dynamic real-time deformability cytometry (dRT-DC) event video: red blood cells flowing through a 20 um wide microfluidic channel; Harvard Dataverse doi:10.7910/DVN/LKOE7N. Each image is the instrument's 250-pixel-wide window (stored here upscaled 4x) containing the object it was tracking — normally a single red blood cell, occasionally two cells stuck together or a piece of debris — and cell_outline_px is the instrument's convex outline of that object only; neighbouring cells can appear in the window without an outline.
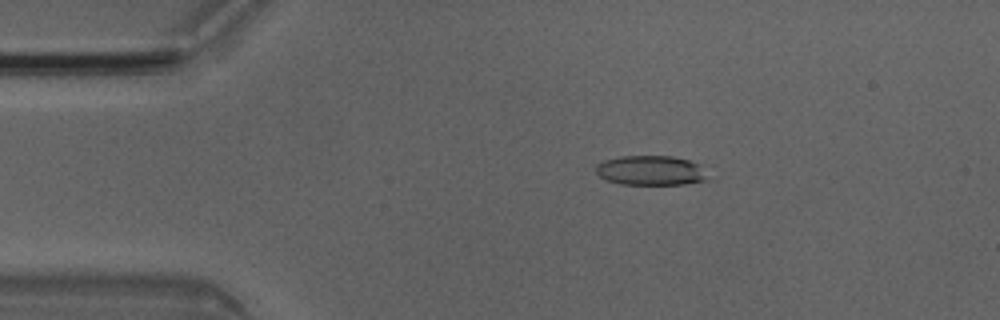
{"species": "Egyptian fruit bat (a non-hibernating species)", "species_latin": "Rousettus aegyptiacus", "temperature_condition": "room temperature", "stored_images_in_passage": 50, "camera_frame_rate_fps": 3000, "um_per_image_px": 0.085, "animal": {"sex": "male"}, "frame": {"image": 1, "passage_image": 9, "time_ms": 2.667, "image_size_px": [1000, 320], "cell_outline_px": [[716, 180], [684, 184], [620, 184], [608, 180], [600, 176], [596, 172], [596, 164], [604, 160], [620, 156], [672, 156], [688, 160], [700, 164]], "centroid_in_image_um": [55.44, 14.5], "position_along_channel_um": 29.6, "area_um2": 19.83}}
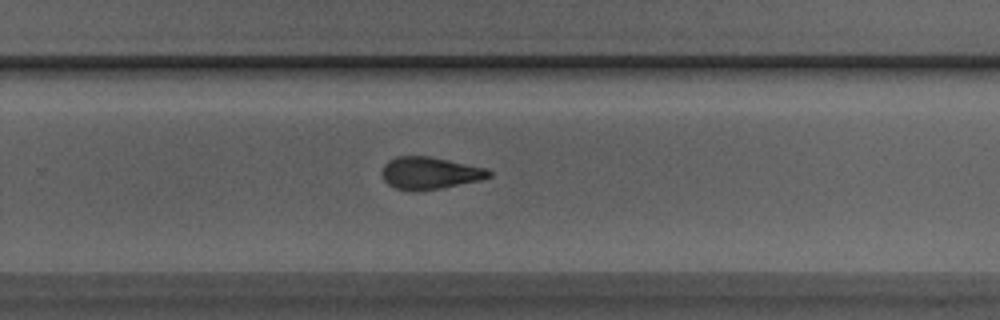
{"frame": {"image": 2, "passage_image": 32, "time_ms": 10.333, "image_size_px": [1000, 320], "cell_outline_px": [[492, 176], [480, 180], [440, 188], [396, 188], [388, 184], [384, 180], [380, 172], [384, 164], [388, 160], [396, 156], [432, 156], [484, 168], [492, 172]], "centroid_in_image_um": [36.52, 14.66], "position_along_channel_um": 293.3, "area_um2": 19.54}}
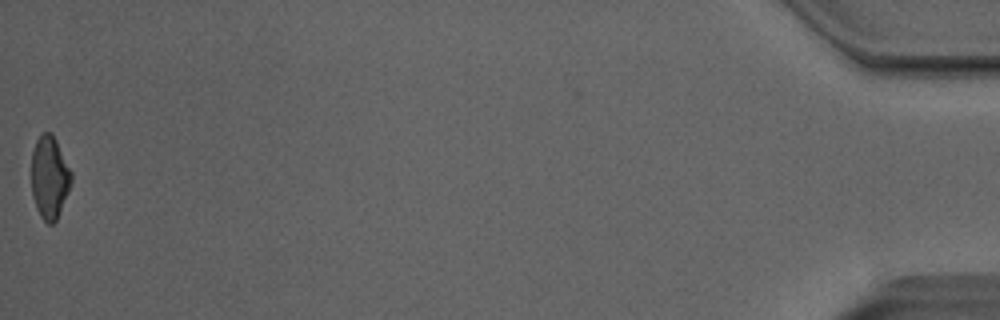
{"frame": {"image": 3, "passage_image": 50, "time_ms": 16.333, "image_size_px": [1000, 320], "cell_outline_px": [[72, 180], [68, 192], [56, 220], [52, 224], [48, 224], [40, 216], [36, 208], [32, 196], [32, 152], [36, 140], [44, 132], [52, 132], [72, 172]], "centroid_in_image_um": [4.21, 15.07], "position_along_channel_um": 431.0, "area_um2": 19.13}, "authors_computed_cell_mechanics": {"area_um2": 20.4323, "velocity_mm_per_s": 4.0696, "shape_relaxation_time_tau1_ms": 7.6314, "shape_relaxation_time_tau2_ms": 2.9625, "deformation_change_tau1": 0.196, "deformation_change_tau2": 0.129}}